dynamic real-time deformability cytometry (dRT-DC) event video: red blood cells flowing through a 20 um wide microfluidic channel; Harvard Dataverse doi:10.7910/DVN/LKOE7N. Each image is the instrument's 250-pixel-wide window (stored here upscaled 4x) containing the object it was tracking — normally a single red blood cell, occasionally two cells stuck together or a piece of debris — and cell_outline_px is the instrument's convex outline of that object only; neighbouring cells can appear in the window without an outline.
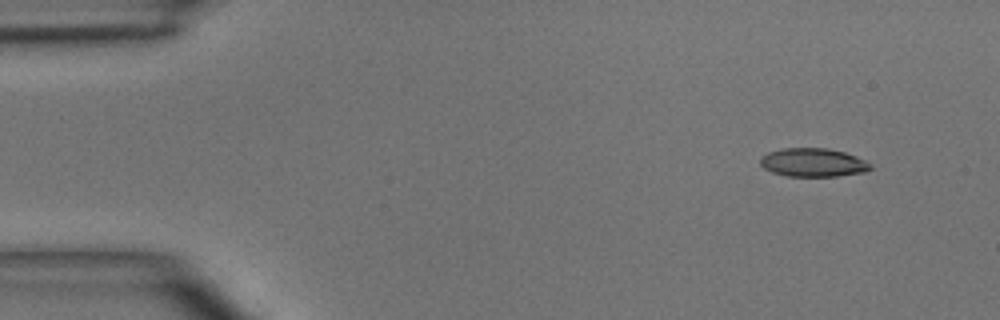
{"species": "common noctule bat (a hibernating species)", "species_latin": "Nyctalus noctula", "temperature_condition": "room temperature", "stored_images_in_passage": 3, "camera_frame_rate_fps": 3000, "um_per_image_px": 0.085, "animal": {"sex": "male", "body_mass_g": 15.6}, "frame": {"image": 1, "passage_image": 1, "time_ms": 0.0, "image_size_px": [1000, 320], "cell_outline_px": [[872, 168], [864, 172], [836, 176], [788, 176], [772, 172], [764, 168], [760, 164], [760, 156], [768, 152], [784, 148], [828, 148], [844, 152], [856, 156], [864, 160]], "centroid_in_image_um": [69.07, 13.81], "position_along_channel_um": 15.9, "area_um2": 18.21}}
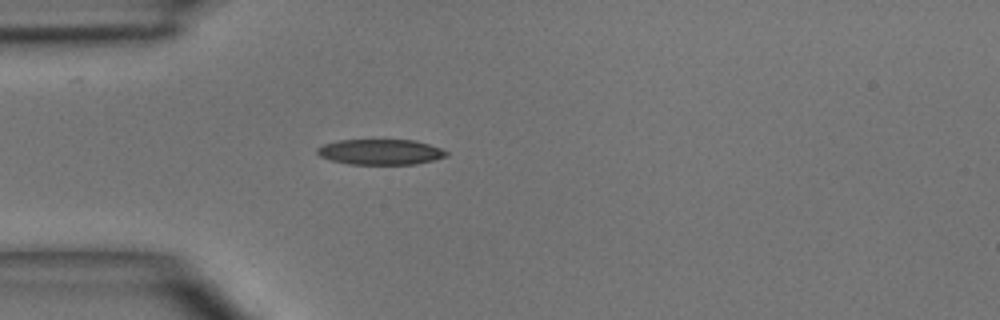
{"frame": {"image": 2, "passage_image": 3, "time_ms": 3.0, "image_size_px": [1000, 320], "cell_outline_px": [[448, 156], [416, 164], [348, 164], [332, 160], [320, 156], [316, 152], [316, 148], [324, 144], [340, 140], [416, 140], [440, 148], [448, 152]], "centroid_in_image_um": [32.34, 12.91], "position_along_channel_um": 52.7, "area_um2": 19.07}}